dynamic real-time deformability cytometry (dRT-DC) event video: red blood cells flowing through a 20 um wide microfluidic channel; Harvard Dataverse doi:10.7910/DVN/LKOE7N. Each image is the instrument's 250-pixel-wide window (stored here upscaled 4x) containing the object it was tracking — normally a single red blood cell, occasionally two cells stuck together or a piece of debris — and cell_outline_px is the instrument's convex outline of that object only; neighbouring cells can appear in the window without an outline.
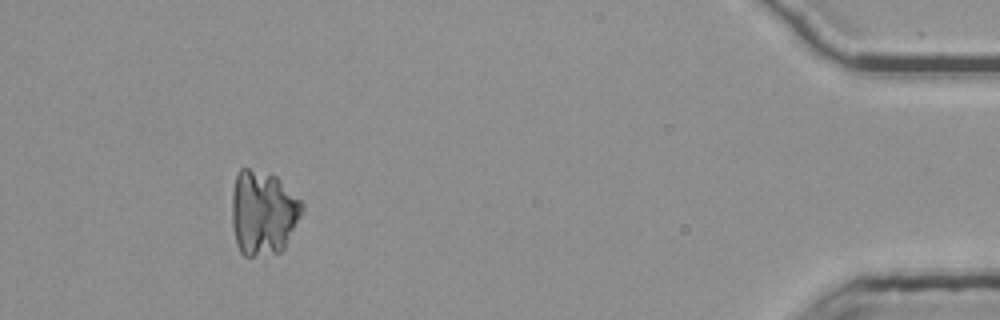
{"species": "common noctule bat (a hibernating species)", "species_latin": "Nyctalus noctula", "temperature_condition": "room temperature", "stored_images_in_passage": 45, "camera_frame_rate_fps": 3000, "um_per_image_px": 0.085, "animal": {"sex": "female", "body_mass_g": 25.1}, "frame": {"image": 1, "passage_image": 41, "time_ms": 13.333, "image_size_px": [1000, 320], "cell_outline_px": [[304, 212], [284, 248], [280, 252], [252, 256], [244, 256], [240, 252], [236, 244], [232, 228], [232, 192], [236, 172], [240, 168], [248, 168], [272, 172], [304, 204]], "centroid_in_image_um": [22.35, 18.06], "position_along_channel_um": 412.8, "area_um2": 35.14}}